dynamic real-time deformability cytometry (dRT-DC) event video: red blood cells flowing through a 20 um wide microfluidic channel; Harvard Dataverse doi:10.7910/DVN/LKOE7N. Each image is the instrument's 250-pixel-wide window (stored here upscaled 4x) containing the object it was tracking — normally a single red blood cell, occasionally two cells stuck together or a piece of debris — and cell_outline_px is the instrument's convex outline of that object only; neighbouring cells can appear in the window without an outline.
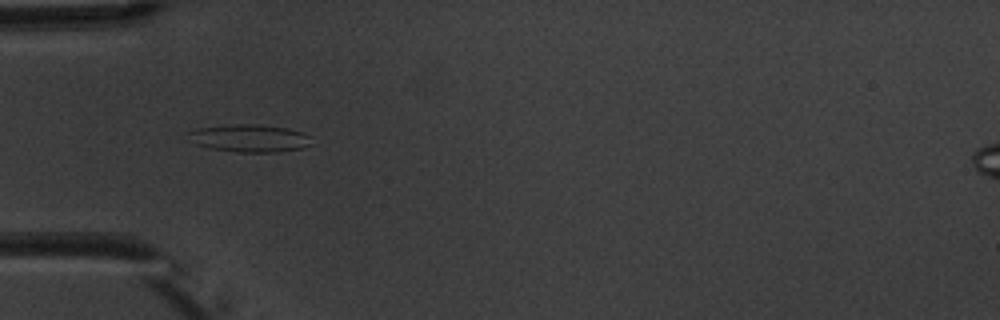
{"species": "common noctule bat (a hibernating species)", "species_latin": "Nyctalus noctula", "temperature_condition": "warm", "stored_images_in_passage": 6, "camera_frame_rate_fps": 3000, "um_per_image_px": 0.085, "animal": {"sex": "male", "body_mass_g": 20.1, "forearm_length_mm": 53.5}, "frame": {"image": 1, "passage_image": 5, "time_ms": 4.333, "image_size_px": [1000, 320], "cell_outline_px": [[312, 144], [304, 148], [280, 152], [236, 152], [212, 148], [196, 144], [188, 132], [196, 128], [236, 124], [256, 124], [288, 128], [300, 132], [308, 136]], "centroid_in_image_um": [21.26, 11.75], "position_along_channel_um": 63.7, "area_um2": 19.59}}